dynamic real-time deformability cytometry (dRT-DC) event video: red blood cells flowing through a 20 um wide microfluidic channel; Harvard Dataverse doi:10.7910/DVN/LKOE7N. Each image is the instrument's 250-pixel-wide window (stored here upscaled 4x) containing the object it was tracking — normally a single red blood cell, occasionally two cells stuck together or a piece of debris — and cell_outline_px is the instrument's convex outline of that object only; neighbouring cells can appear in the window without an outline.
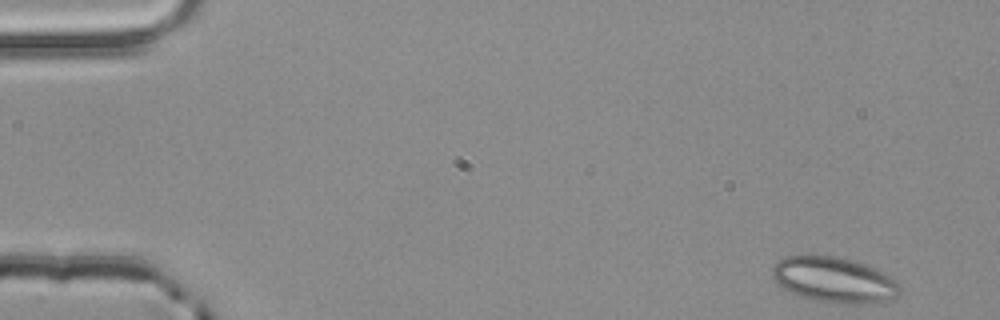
{"species": "common noctule bat (a hibernating species)", "species_latin": "Nyctalus noctula", "temperature_condition": "room temperature", "stored_images_in_passage": 4, "camera_frame_rate_fps": 3000, "um_per_image_px": 0.085, "animal": {"sex": "male", "body_mass_g": 20.4}, "frame": {"image": 1, "passage_image": 1, "time_ms": 0.0, "image_size_px": [1000, 320], "cell_outline_px": [[900, 296], [860, 304], [844, 304], [812, 300], [788, 292], [776, 284], [772, 276], [772, 268], [780, 260], [788, 256], [836, 256], [868, 264], [892, 276], [900, 284]], "centroid_in_image_um": [70.91, 23.79], "position_along_channel_um": 14.1, "area_um2": 33.99}}
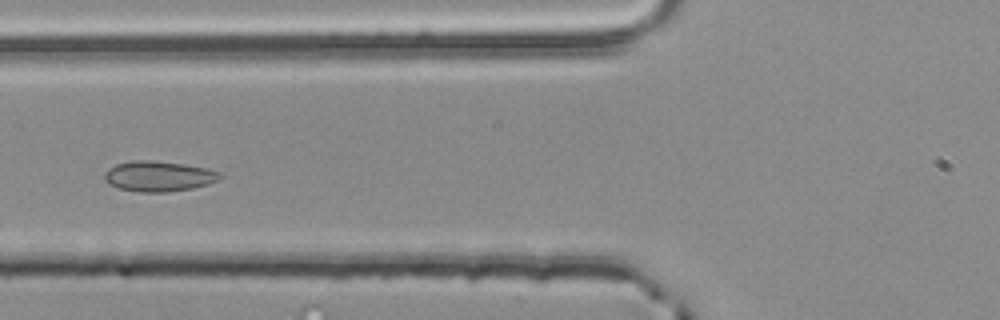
{"frame": {"image": 2, "passage_image": 4, "time_ms": 1.0, "image_size_px": [1000, 320], "cell_outline_px": [[224, 176], [208, 184], [192, 188], [164, 192], [140, 192], [120, 188], [108, 184], [104, 180], [104, 172], [108, 168], [116, 164], [136, 160], [148, 160], [184, 164], [208, 168], [224, 172]], "centroid_in_image_um": [13.5, 14.97], "position_along_channel_um": 112.3, "area_um2": 20.52}}